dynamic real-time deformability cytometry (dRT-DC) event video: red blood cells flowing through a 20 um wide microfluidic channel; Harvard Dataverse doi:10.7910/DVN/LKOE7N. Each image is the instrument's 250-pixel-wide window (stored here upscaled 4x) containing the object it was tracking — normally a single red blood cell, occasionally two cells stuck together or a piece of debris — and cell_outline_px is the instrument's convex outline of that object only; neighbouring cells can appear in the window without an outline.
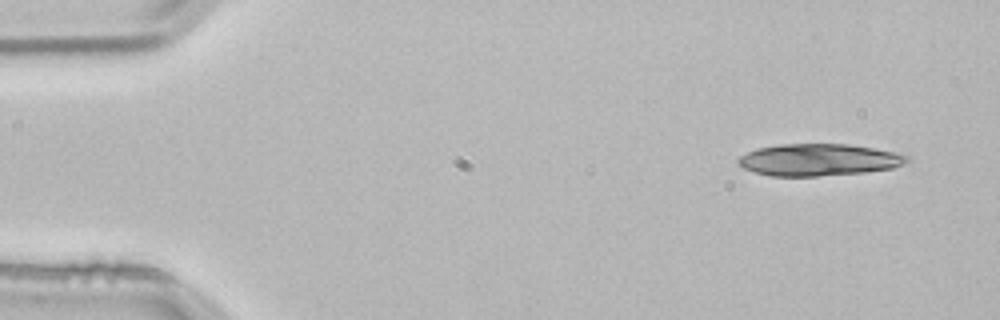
{"species": "common noctule bat (a hibernating species)", "species_latin": "Nyctalus noctula", "temperature_condition": "room temperature", "stored_images_in_passage": 4, "camera_frame_rate_fps": 3000, "um_per_image_px": 0.085, "animal": {"sex": "male", "body_mass_g": 21.5, "forearm_length_mm": 52.0}, "frame": {"image": 1, "passage_image": 1, "time_ms": 0.0, "image_size_px": [1000, 320], "cell_outline_px": [[912, 160], [892, 168], [868, 172], [816, 176], [772, 176], [756, 172], [744, 168], [736, 160], [740, 156], [756, 148], [780, 144], [848, 144], [896, 152], [912, 156]], "centroid_in_image_um": [69.64, 13.58], "position_along_channel_um": 15.4, "area_um2": 31.5}}
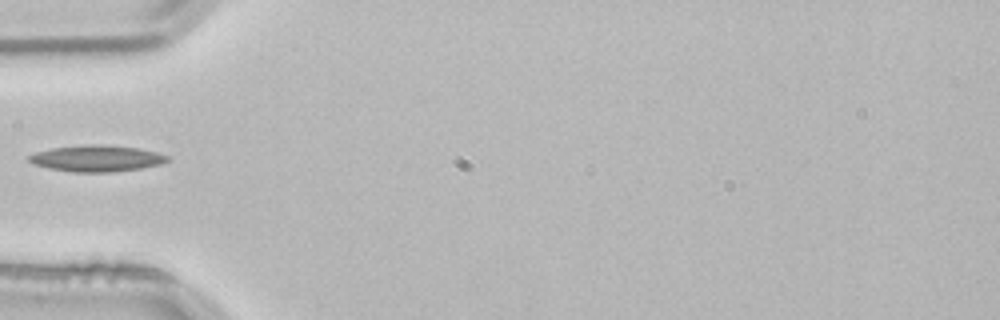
{"frame": {"image": 2, "passage_image": 4, "time_ms": 1.0, "image_size_px": [1000, 320], "cell_outline_px": [[168, 160], [160, 164], [140, 168], [112, 172], [76, 172], [48, 168], [36, 164], [28, 160], [28, 156], [36, 152], [52, 148], [88, 144], [96, 144], [136, 148], [156, 152], [168, 156]], "centroid_in_image_um": [8.2, 13.46], "position_along_channel_um": 76.8, "area_um2": 20.87}}